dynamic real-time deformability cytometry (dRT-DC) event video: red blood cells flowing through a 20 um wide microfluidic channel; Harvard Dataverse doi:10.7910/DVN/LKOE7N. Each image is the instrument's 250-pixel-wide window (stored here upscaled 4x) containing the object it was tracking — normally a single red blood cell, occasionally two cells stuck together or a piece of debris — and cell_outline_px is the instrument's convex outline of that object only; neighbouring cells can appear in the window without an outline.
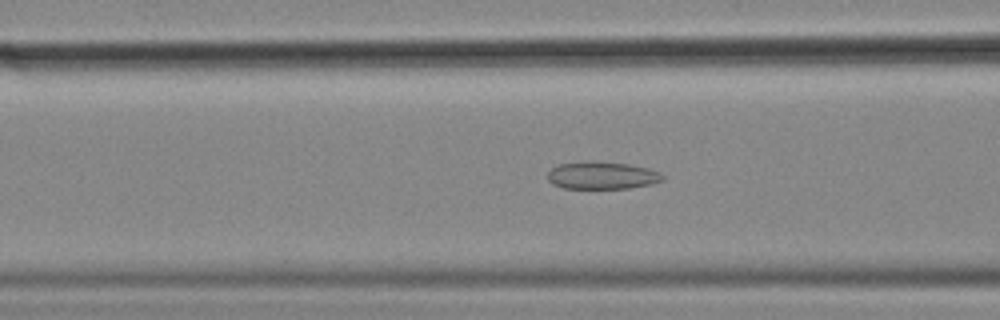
{"species": "common noctule bat (a hibernating species)", "species_latin": "Nyctalus noctula", "temperature_condition": "cold", "stored_images_in_passage": 54, "camera_frame_rate_fps": 3000, "um_per_image_px": 0.085, "animal": {"sex": "female", "body_mass_g": 18.4}, "frame": {"image": 1, "passage_image": 20, "time_ms": 6.333, "image_size_px": [1000, 320], "cell_outline_px": [[664, 180], [652, 184], [628, 188], [564, 188], [552, 184], [548, 180], [548, 172], [556, 164], [584, 160], [588, 160], [628, 164], [648, 168], [660, 172], [664, 176]], "centroid_in_image_um": [51.15, 14.89], "position_along_channel_um": 115.4, "area_um2": 18.67}}
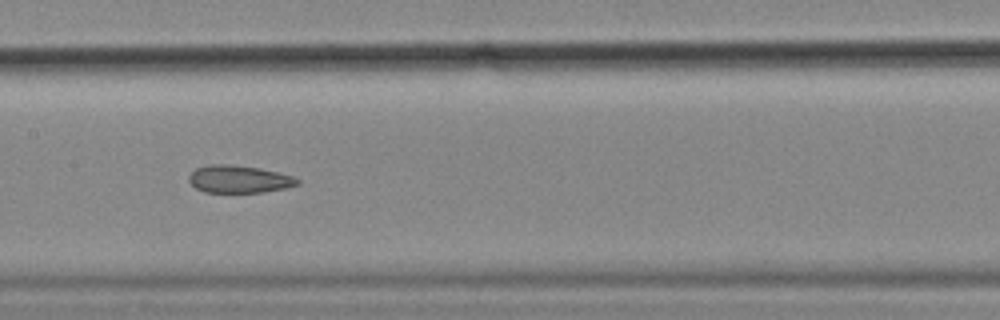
{"frame": {"image": 2, "passage_image": 26, "time_ms": 8.333, "image_size_px": [1000, 320], "cell_outline_px": [[300, 184], [284, 188], [260, 192], [204, 192], [196, 188], [188, 180], [188, 176], [196, 168], [212, 164], [228, 164], [260, 168], [292, 176], [300, 180]], "centroid_in_image_um": [20.3, 15.22], "position_along_channel_um": 187.1, "area_um2": 17.22}}
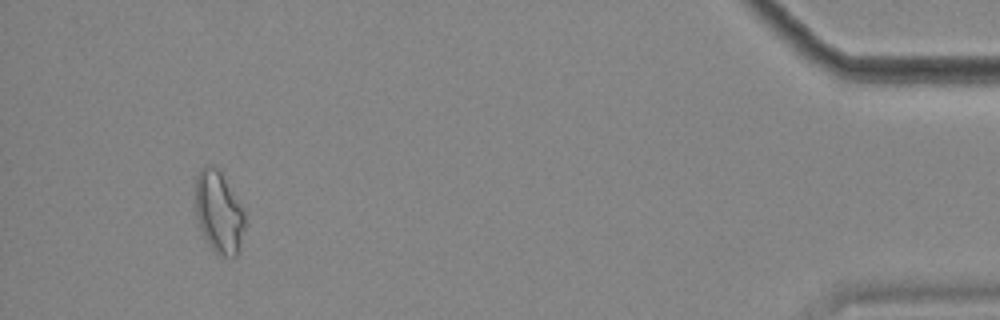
{"frame": {"image": 3, "passage_image": 51, "time_ms": 16.667, "image_size_px": [1000, 320], "cell_outline_px": [[244, 228], [236, 256], [224, 256], [216, 252], [208, 244], [200, 228], [196, 216], [196, 176], [200, 168], [204, 164], [216, 164], [220, 168], [244, 212]], "centroid_in_image_um": [18.57, 17.94], "position_along_channel_um": 416.6, "area_um2": 23.52}, "authors_computed_cell_mechanics": {"area_um2": 19.5075, "velocity_mm_per_s": 3.5847, "shape_relaxation_time_tau1_ms": null, "shape_relaxation_time_tau2_ms": 2.5161, "deformation_change_tau1": null, "deformation_change_tau2": 0.0971}}